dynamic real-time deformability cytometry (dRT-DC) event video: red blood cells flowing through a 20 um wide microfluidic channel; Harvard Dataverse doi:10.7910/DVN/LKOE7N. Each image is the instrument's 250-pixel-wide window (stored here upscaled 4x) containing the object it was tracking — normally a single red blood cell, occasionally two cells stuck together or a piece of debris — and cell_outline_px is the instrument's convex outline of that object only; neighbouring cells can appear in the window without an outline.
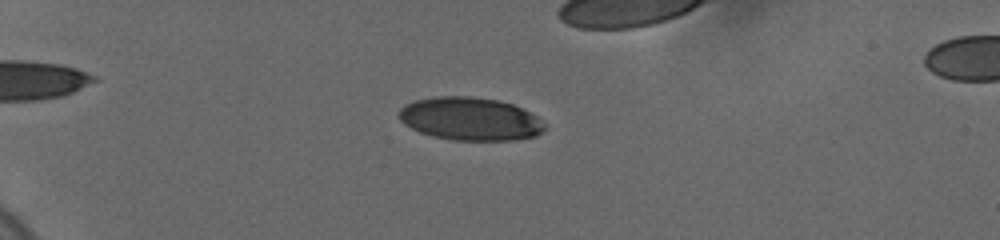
{"species": "human", "species_latin": "Homo sapiens", "temperature_condition": "cold", "stored_images_in_passage": 28, "camera_frame_rate_fps": 3000, "um_per_image_px": 0.085, "donor": {"sex": "female"}, "frame": {"image": 1, "passage_image": 1, "time_ms": 0.0, "image_size_px": [1000, 240], "cell_outline_px": [[548, 124], [536, 136], [516, 140], [452, 140], [432, 136], [420, 132], [404, 124], [396, 116], [396, 112], [404, 104], [416, 100], [436, 96], [468, 96], [496, 100], [512, 104], [536, 116]], "centroid_in_image_um": [39.92, 10.11], "position_along_channel_um": 45.1, "area_um2": 36.7}}
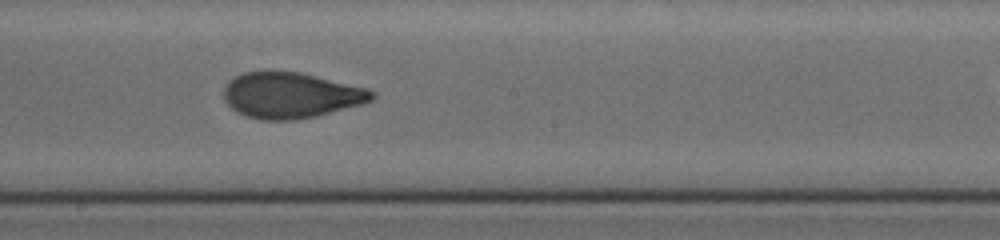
{"frame": {"image": 2, "passage_image": 14, "time_ms": 6.333, "image_size_px": [1000, 240], "cell_outline_px": [[376, 96], [372, 100], [360, 104], [316, 116], [296, 120], [260, 120], [236, 112], [224, 100], [224, 88], [228, 80], [244, 72], [300, 72], [368, 88], [376, 92]], "centroid_in_image_um": [24.72, 8.1], "position_along_channel_um": 223.5, "area_um2": 39.36}}
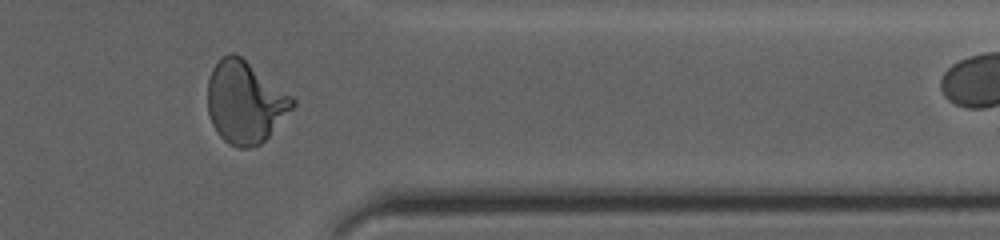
{"frame": {"image": 3, "passage_image": 25, "time_ms": 11.0, "image_size_px": [1000, 240], "cell_outline_px": [[296, 104], [268, 136], [260, 144], [252, 148], [236, 148], [228, 144], [216, 132], [212, 124], [208, 112], [208, 80], [212, 68], [228, 52], [236, 52], [292, 96], [296, 100]], "centroid_in_image_um": [20.81, 8.69], "position_along_channel_um": 390.6, "area_um2": 40.58}}